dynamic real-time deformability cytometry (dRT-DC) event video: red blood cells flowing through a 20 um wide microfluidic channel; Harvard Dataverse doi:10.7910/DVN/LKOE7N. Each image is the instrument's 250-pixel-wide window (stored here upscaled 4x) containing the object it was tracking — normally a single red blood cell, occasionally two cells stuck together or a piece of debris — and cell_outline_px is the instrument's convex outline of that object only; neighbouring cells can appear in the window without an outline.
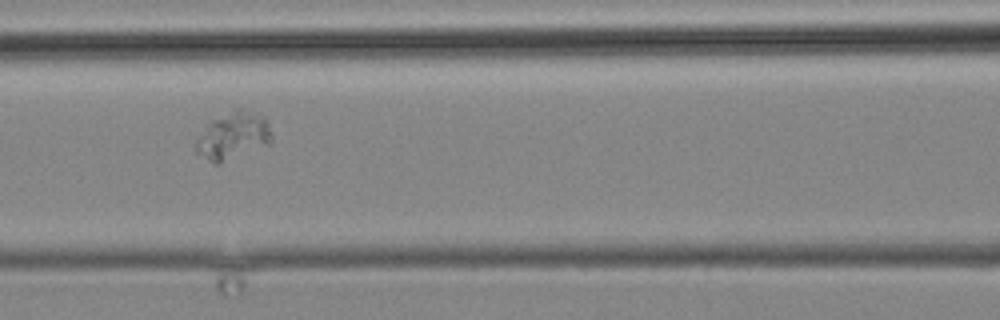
{"species": "common noctule bat (a hibernating species)", "species_latin": "Nyctalus noctula", "temperature_condition": "cold", "stored_images_in_passage": 6, "camera_frame_rate_fps": 3000, "um_per_image_px": 0.085, "animal": {"sex": "male", "body_mass_g": 19.2, "forearm_length_mm": 51.8}, "frame": {"image": 1, "passage_image": 3, "time_ms": 2.333, "image_size_px": [1000, 320], "cell_outline_px": [[272, 140], [268, 144], [220, 164], [216, 164], [208, 160], [196, 152], [196, 140], [208, 124], [212, 120], [236, 108], [240, 108], [264, 116], [272, 132]], "centroid_in_image_um": [19.83, 11.55], "position_along_channel_um": 146.8, "area_um2": 20.69}}
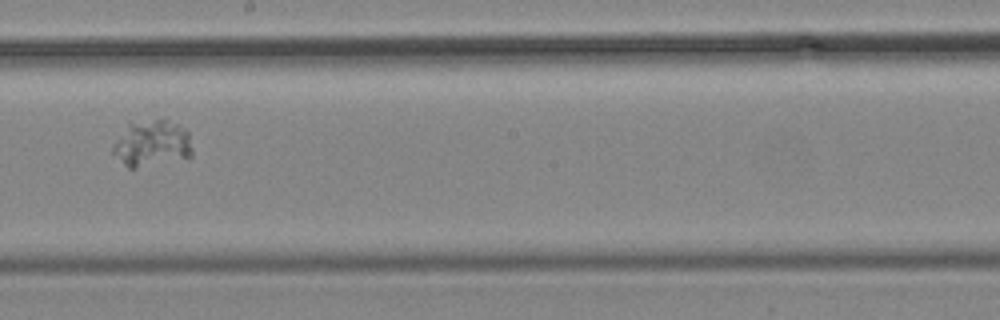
{"frame": {"image": 2, "passage_image": 5, "time_ms": 5.0, "image_size_px": [1000, 320], "cell_outline_px": [[192, 156], [188, 160], [132, 168], [128, 168], [112, 152], [112, 144], [128, 124], [156, 120], [164, 120], [180, 124], [188, 132], [192, 148]], "centroid_in_image_um": [12.96, 12.24], "position_along_channel_um": 235.2, "area_um2": 21.62}}
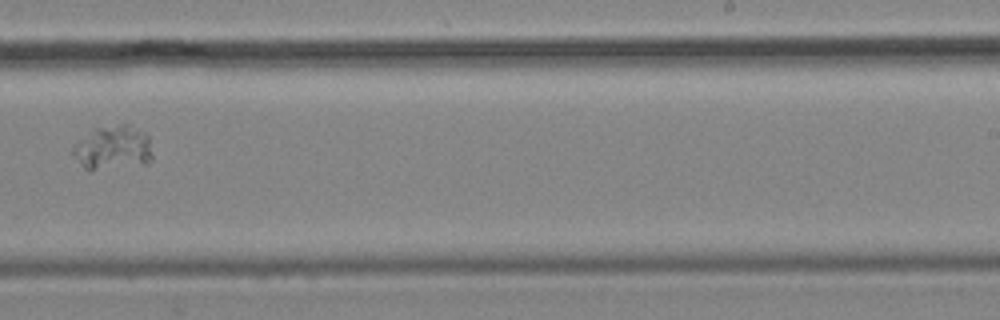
{"frame": {"image": 3, "passage_image": 6, "time_ms": 6.333, "image_size_px": [1000, 320], "cell_outline_px": [[152, 160], [148, 164], [88, 172], [72, 156], [72, 144], [92, 128], [120, 124], [128, 124], [140, 128], [148, 136], [152, 156]], "centroid_in_image_um": [9.56, 12.58], "position_along_channel_um": 279.4, "area_um2": 21.39}}